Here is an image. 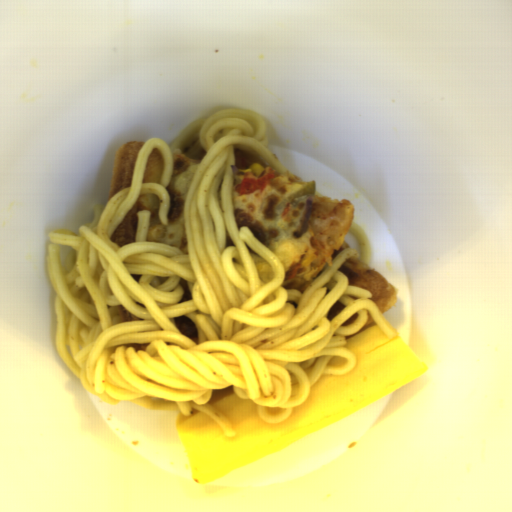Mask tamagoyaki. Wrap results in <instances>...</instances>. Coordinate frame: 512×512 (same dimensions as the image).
I'll list each match as a JSON object with an SVG mask.
<instances>
[{
  "label": "tamagoyaki",
  "mask_w": 512,
  "mask_h": 512,
  "mask_svg": "<svg viewBox=\"0 0 512 512\" xmlns=\"http://www.w3.org/2000/svg\"><path fill=\"white\" fill-rule=\"evenodd\" d=\"M355 364L345 375H320L306 400L277 423L259 418L257 405L234 392L214 389L207 402L228 420V437L212 417L192 407L175 427L192 479L206 485L246 464L313 434L386 396L429 368L396 333L389 338L374 324L345 339Z\"/></svg>",
  "instance_id": "obj_1"
}]
</instances>
